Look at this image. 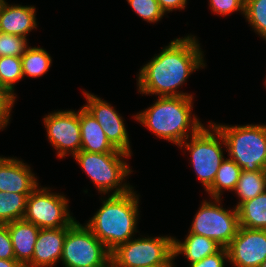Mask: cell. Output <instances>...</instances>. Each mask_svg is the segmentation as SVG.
<instances>
[{
    "instance_id": "f546056e",
    "label": "cell",
    "mask_w": 266,
    "mask_h": 267,
    "mask_svg": "<svg viewBox=\"0 0 266 267\" xmlns=\"http://www.w3.org/2000/svg\"><path fill=\"white\" fill-rule=\"evenodd\" d=\"M209 6L218 15L227 16L236 11L245 14V0H209Z\"/></svg>"
},
{
    "instance_id": "e0dca14e",
    "label": "cell",
    "mask_w": 266,
    "mask_h": 267,
    "mask_svg": "<svg viewBox=\"0 0 266 267\" xmlns=\"http://www.w3.org/2000/svg\"><path fill=\"white\" fill-rule=\"evenodd\" d=\"M6 225L11 236L15 260L26 267L32 261L34 245L40 228L23 219L6 223Z\"/></svg>"
},
{
    "instance_id": "8fae6325",
    "label": "cell",
    "mask_w": 266,
    "mask_h": 267,
    "mask_svg": "<svg viewBox=\"0 0 266 267\" xmlns=\"http://www.w3.org/2000/svg\"><path fill=\"white\" fill-rule=\"evenodd\" d=\"M43 121L48 140L58 152L57 157L63 158L69 153L74 156L81 151L79 110L49 113Z\"/></svg>"
},
{
    "instance_id": "6da1fadb",
    "label": "cell",
    "mask_w": 266,
    "mask_h": 267,
    "mask_svg": "<svg viewBox=\"0 0 266 267\" xmlns=\"http://www.w3.org/2000/svg\"><path fill=\"white\" fill-rule=\"evenodd\" d=\"M204 54L196 36L175 38L139 69L138 92L159 97L189 96L178 91L197 69L205 67Z\"/></svg>"
},
{
    "instance_id": "d4e9b609",
    "label": "cell",
    "mask_w": 266,
    "mask_h": 267,
    "mask_svg": "<svg viewBox=\"0 0 266 267\" xmlns=\"http://www.w3.org/2000/svg\"><path fill=\"white\" fill-rule=\"evenodd\" d=\"M245 19L266 40V0H245Z\"/></svg>"
},
{
    "instance_id": "83f0119b",
    "label": "cell",
    "mask_w": 266,
    "mask_h": 267,
    "mask_svg": "<svg viewBox=\"0 0 266 267\" xmlns=\"http://www.w3.org/2000/svg\"><path fill=\"white\" fill-rule=\"evenodd\" d=\"M28 47L27 38L0 32V57H21Z\"/></svg>"
},
{
    "instance_id": "7a4b0ae2",
    "label": "cell",
    "mask_w": 266,
    "mask_h": 267,
    "mask_svg": "<svg viewBox=\"0 0 266 267\" xmlns=\"http://www.w3.org/2000/svg\"><path fill=\"white\" fill-rule=\"evenodd\" d=\"M193 99L189 96L158 97L152 106L133 117L157 137L179 146L203 126L195 114L192 116Z\"/></svg>"
},
{
    "instance_id": "484cf974",
    "label": "cell",
    "mask_w": 266,
    "mask_h": 267,
    "mask_svg": "<svg viewBox=\"0 0 266 267\" xmlns=\"http://www.w3.org/2000/svg\"><path fill=\"white\" fill-rule=\"evenodd\" d=\"M20 79H23L21 57H0V80L2 85L16 95L14 87Z\"/></svg>"
},
{
    "instance_id": "4fadbf2b",
    "label": "cell",
    "mask_w": 266,
    "mask_h": 267,
    "mask_svg": "<svg viewBox=\"0 0 266 267\" xmlns=\"http://www.w3.org/2000/svg\"><path fill=\"white\" fill-rule=\"evenodd\" d=\"M226 248L228 262L234 267H259L266 259V229L239 226Z\"/></svg>"
},
{
    "instance_id": "1f68e13d",
    "label": "cell",
    "mask_w": 266,
    "mask_h": 267,
    "mask_svg": "<svg viewBox=\"0 0 266 267\" xmlns=\"http://www.w3.org/2000/svg\"><path fill=\"white\" fill-rule=\"evenodd\" d=\"M0 259H15L11 236L6 224H0Z\"/></svg>"
},
{
    "instance_id": "d6986e66",
    "label": "cell",
    "mask_w": 266,
    "mask_h": 267,
    "mask_svg": "<svg viewBox=\"0 0 266 267\" xmlns=\"http://www.w3.org/2000/svg\"><path fill=\"white\" fill-rule=\"evenodd\" d=\"M222 248L215 240L205 236L189 233L183 242L174 237L173 254L174 259L184 254L190 263L200 261L203 258L215 254Z\"/></svg>"
},
{
    "instance_id": "5bb4252c",
    "label": "cell",
    "mask_w": 266,
    "mask_h": 267,
    "mask_svg": "<svg viewBox=\"0 0 266 267\" xmlns=\"http://www.w3.org/2000/svg\"><path fill=\"white\" fill-rule=\"evenodd\" d=\"M39 186L35 174L22 160L0 156V191L31 194Z\"/></svg>"
},
{
    "instance_id": "d590c367",
    "label": "cell",
    "mask_w": 266,
    "mask_h": 267,
    "mask_svg": "<svg viewBox=\"0 0 266 267\" xmlns=\"http://www.w3.org/2000/svg\"><path fill=\"white\" fill-rule=\"evenodd\" d=\"M5 0H0V8Z\"/></svg>"
},
{
    "instance_id": "603a6c76",
    "label": "cell",
    "mask_w": 266,
    "mask_h": 267,
    "mask_svg": "<svg viewBox=\"0 0 266 267\" xmlns=\"http://www.w3.org/2000/svg\"><path fill=\"white\" fill-rule=\"evenodd\" d=\"M22 72L31 78L41 77L51 67L52 57L41 47H28L21 56Z\"/></svg>"
},
{
    "instance_id": "9a60e30c",
    "label": "cell",
    "mask_w": 266,
    "mask_h": 267,
    "mask_svg": "<svg viewBox=\"0 0 266 267\" xmlns=\"http://www.w3.org/2000/svg\"><path fill=\"white\" fill-rule=\"evenodd\" d=\"M71 226L40 229L32 261L26 267H53L61 260L63 243Z\"/></svg>"
},
{
    "instance_id": "7402d4cb",
    "label": "cell",
    "mask_w": 266,
    "mask_h": 267,
    "mask_svg": "<svg viewBox=\"0 0 266 267\" xmlns=\"http://www.w3.org/2000/svg\"><path fill=\"white\" fill-rule=\"evenodd\" d=\"M266 191V171H245L242 170L234 192L239 202L236 208L244 201L251 200Z\"/></svg>"
},
{
    "instance_id": "44dd1931",
    "label": "cell",
    "mask_w": 266,
    "mask_h": 267,
    "mask_svg": "<svg viewBox=\"0 0 266 267\" xmlns=\"http://www.w3.org/2000/svg\"><path fill=\"white\" fill-rule=\"evenodd\" d=\"M242 169L230 158L222 161L213 184L206 190L211 199L220 198L223 189L234 191L236 189Z\"/></svg>"
},
{
    "instance_id": "2e32d148",
    "label": "cell",
    "mask_w": 266,
    "mask_h": 267,
    "mask_svg": "<svg viewBox=\"0 0 266 267\" xmlns=\"http://www.w3.org/2000/svg\"><path fill=\"white\" fill-rule=\"evenodd\" d=\"M34 6L9 5L3 2L0 8V32L26 38L30 31L37 28Z\"/></svg>"
},
{
    "instance_id": "ffe728a7",
    "label": "cell",
    "mask_w": 266,
    "mask_h": 267,
    "mask_svg": "<svg viewBox=\"0 0 266 267\" xmlns=\"http://www.w3.org/2000/svg\"><path fill=\"white\" fill-rule=\"evenodd\" d=\"M239 226L249 229H266V191L242 202L238 207Z\"/></svg>"
},
{
    "instance_id": "8992f818",
    "label": "cell",
    "mask_w": 266,
    "mask_h": 267,
    "mask_svg": "<svg viewBox=\"0 0 266 267\" xmlns=\"http://www.w3.org/2000/svg\"><path fill=\"white\" fill-rule=\"evenodd\" d=\"M174 237L131 238L111 251V267L174 266Z\"/></svg>"
},
{
    "instance_id": "f1b7e54d",
    "label": "cell",
    "mask_w": 266,
    "mask_h": 267,
    "mask_svg": "<svg viewBox=\"0 0 266 267\" xmlns=\"http://www.w3.org/2000/svg\"><path fill=\"white\" fill-rule=\"evenodd\" d=\"M16 95L8 88L0 86V129H4L10 120L11 110L14 106Z\"/></svg>"
},
{
    "instance_id": "ba28073f",
    "label": "cell",
    "mask_w": 266,
    "mask_h": 267,
    "mask_svg": "<svg viewBox=\"0 0 266 267\" xmlns=\"http://www.w3.org/2000/svg\"><path fill=\"white\" fill-rule=\"evenodd\" d=\"M61 261L65 267H110L111 251L76 221L67 231Z\"/></svg>"
},
{
    "instance_id": "d6a6232c",
    "label": "cell",
    "mask_w": 266,
    "mask_h": 267,
    "mask_svg": "<svg viewBox=\"0 0 266 267\" xmlns=\"http://www.w3.org/2000/svg\"><path fill=\"white\" fill-rule=\"evenodd\" d=\"M160 5V8L165 13L177 10L184 9L187 4V0H157Z\"/></svg>"
},
{
    "instance_id": "9c48e42d",
    "label": "cell",
    "mask_w": 266,
    "mask_h": 267,
    "mask_svg": "<svg viewBox=\"0 0 266 267\" xmlns=\"http://www.w3.org/2000/svg\"><path fill=\"white\" fill-rule=\"evenodd\" d=\"M220 198L214 201L204 200L196 212L189 233L215 240L222 247H227L236 236L239 228L238 210L224 209Z\"/></svg>"
},
{
    "instance_id": "7c38bea8",
    "label": "cell",
    "mask_w": 266,
    "mask_h": 267,
    "mask_svg": "<svg viewBox=\"0 0 266 267\" xmlns=\"http://www.w3.org/2000/svg\"><path fill=\"white\" fill-rule=\"evenodd\" d=\"M87 104L83 107L100 124L109 142L118 150L131 155L129 135L122 116L111 104L94 94L83 91Z\"/></svg>"
},
{
    "instance_id": "52a82bcc",
    "label": "cell",
    "mask_w": 266,
    "mask_h": 267,
    "mask_svg": "<svg viewBox=\"0 0 266 267\" xmlns=\"http://www.w3.org/2000/svg\"><path fill=\"white\" fill-rule=\"evenodd\" d=\"M209 126L206 128L203 125L189 137L190 142L186 139L179 145L190 152L192 168L205 187V191L213 184L217 171L225 159L222 145L226 147L224 137L214 122L210 121Z\"/></svg>"
},
{
    "instance_id": "ac0fdd59",
    "label": "cell",
    "mask_w": 266,
    "mask_h": 267,
    "mask_svg": "<svg viewBox=\"0 0 266 267\" xmlns=\"http://www.w3.org/2000/svg\"><path fill=\"white\" fill-rule=\"evenodd\" d=\"M81 151L94 153H125L116 149L107 139L100 124L82 106L79 110Z\"/></svg>"
},
{
    "instance_id": "4dcf8cb0",
    "label": "cell",
    "mask_w": 266,
    "mask_h": 267,
    "mask_svg": "<svg viewBox=\"0 0 266 267\" xmlns=\"http://www.w3.org/2000/svg\"><path fill=\"white\" fill-rule=\"evenodd\" d=\"M228 261L227 248L222 247L215 254L209 255L200 261L190 263V267H225V261Z\"/></svg>"
},
{
    "instance_id": "e575fe53",
    "label": "cell",
    "mask_w": 266,
    "mask_h": 267,
    "mask_svg": "<svg viewBox=\"0 0 266 267\" xmlns=\"http://www.w3.org/2000/svg\"><path fill=\"white\" fill-rule=\"evenodd\" d=\"M259 267H266V259L263 261V263Z\"/></svg>"
},
{
    "instance_id": "5b68a950",
    "label": "cell",
    "mask_w": 266,
    "mask_h": 267,
    "mask_svg": "<svg viewBox=\"0 0 266 267\" xmlns=\"http://www.w3.org/2000/svg\"><path fill=\"white\" fill-rule=\"evenodd\" d=\"M73 157L101 194L110 191L112 195L124 194L133 188L125 182V178L132 172L124 161L131 157L130 154L80 151Z\"/></svg>"
},
{
    "instance_id": "30bf717a",
    "label": "cell",
    "mask_w": 266,
    "mask_h": 267,
    "mask_svg": "<svg viewBox=\"0 0 266 267\" xmlns=\"http://www.w3.org/2000/svg\"><path fill=\"white\" fill-rule=\"evenodd\" d=\"M38 186L27 198L23 220L40 229L72 226L77 220L68 210L65 195L50 192L51 188Z\"/></svg>"
},
{
    "instance_id": "3957f363",
    "label": "cell",
    "mask_w": 266,
    "mask_h": 267,
    "mask_svg": "<svg viewBox=\"0 0 266 267\" xmlns=\"http://www.w3.org/2000/svg\"><path fill=\"white\" fill-rule=\"evenodd\" d=\"M86 226L110 250L133 238L137 231L139 195L133 190L109 195Z\"/></svg>"
},
{
    "instance_id": "277c9868",
    "label": "cell",
    "mask_w": 266,
    "mask_h": 267,
    "mask_svg": "<svg viewBox=\"0 0 266 267\" xmlns=\"http://www.w3.org/2000/svg\"><path fill=\"white\" fill-rule=\"evenodd\" d=\"M214 125L224 137L229 158L242 170L266 171V125Z\"/></svg>"
},
{
    "instance_id": "cb8c5ba5",
    "label": "cell",
    "mask_w": 266,
    "mask_h": 267,
    "mask_svg": "<svg viewBox=\"0 0 266 267\" xmlns=\"http://www.w3.org/2000/svg\"><path fill=\"white\" fill-rule=\"evenodd\" d=\"M29 195L0 191V224L22 220Z\"/></svg>"
},
{
    "instance_id": "836d02e7",
    "label": "cell",
    "mask_w": 266,
    "mask_h": 267,
    "mask_svg": "<svg viewBox=\"0 0 266 267\" xmlns=\"http://www.w3.org/2000/svg\"><path fill=\"white\" fill-rule=\"evenodd\" d=\"M0 267H23L15 259L3 260L0 259Z\"/></svg>"
},
{
    "instance_id": "4316f807",
    "label": "cell",
    "mask_w": 266,
    "mask_h": 267,
    "mask_svg": "<svg viewBox=\"0 0 266 267\" xmlns=\"http://www.w3.org/2000/svg\"><path fill=\"white\" fill-rule=\"evenodd\" d=\"M127 2L140 18L149 23L158 22L165 15L157 0H127Z\"/></svg>"
}]
</instances>
